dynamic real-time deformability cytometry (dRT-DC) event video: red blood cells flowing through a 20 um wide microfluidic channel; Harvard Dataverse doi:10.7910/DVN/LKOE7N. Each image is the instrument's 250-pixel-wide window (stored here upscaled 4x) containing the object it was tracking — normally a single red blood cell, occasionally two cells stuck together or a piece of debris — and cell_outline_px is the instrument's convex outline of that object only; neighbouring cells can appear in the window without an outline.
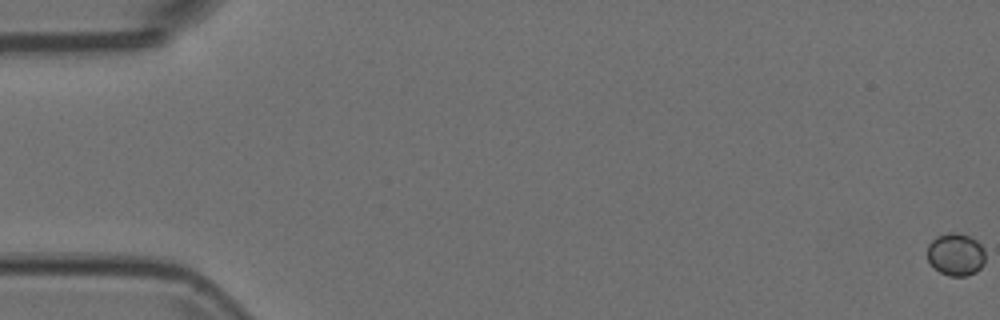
{"species": "Egyptian fruit bat (a non-hibernating species)", "species_latin": "Rousettus aegyptiacus", "temperature_condition": "room temperature", "stored_images_in_passage": 57, "camera_frame_rate_fps": 3000, "um_per_image_px": 0.085, "animal": {"sex": "female"}, "frame": {"image": 1, "passage_image": 1, "time_ms": 0.0, "image_size_px": [1000, 320], "cell_outline_px": [[984, 264], [976, 272], [968, 276], [948, 276], [940, 272], [928, 260], [928, 244], [936, 236], [948, 232], [960, 232], [976, 240], [984, 248]], "centroid_in_image_um": [81.25, 21.62], "position_along_channel_um": 3.7, "area_um2": 14.45}}
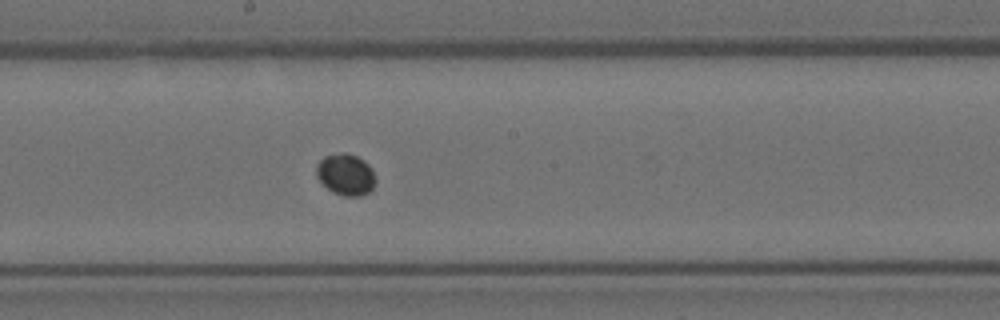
{"frame": {"image": 2, "passage_image": 31, "time_ms": 10.0, "image_size_px": [1000, 320], "cell_outline_px": [[376, 180], [372, 188], [368, 192], [360, 196], [344, 196], [332, 192], [316, 176], [316, 164], [324, 156], [340, 152], [348, 152], [364, 160], [372, 168]], "centroid_in_image_um": [29.38, 14.81], "position_along_channel_um": 218.8, "area_um2": 14.39}}
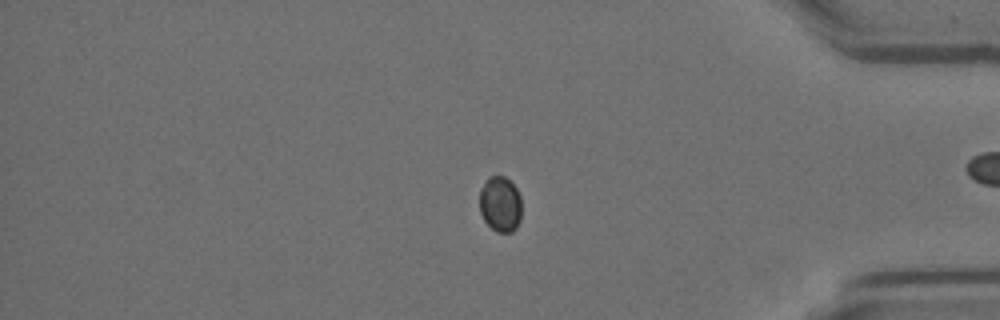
{"frame": {"image": 3, "passage_image": 47, "time_ms": 15.333, "image_size_px": [1000, 320], "cell_outline_px": [[520, 220], [516, 228], [512, 232], [496, 232], [484, 220], [480, 212], [480, 188], [488, 176], [504, 176], [516, 188], [520, 196]], "centroid_in_image_um": [42.51, 17.35], "position_along_channel_um": 392.7, "area_um2": 13.58}}